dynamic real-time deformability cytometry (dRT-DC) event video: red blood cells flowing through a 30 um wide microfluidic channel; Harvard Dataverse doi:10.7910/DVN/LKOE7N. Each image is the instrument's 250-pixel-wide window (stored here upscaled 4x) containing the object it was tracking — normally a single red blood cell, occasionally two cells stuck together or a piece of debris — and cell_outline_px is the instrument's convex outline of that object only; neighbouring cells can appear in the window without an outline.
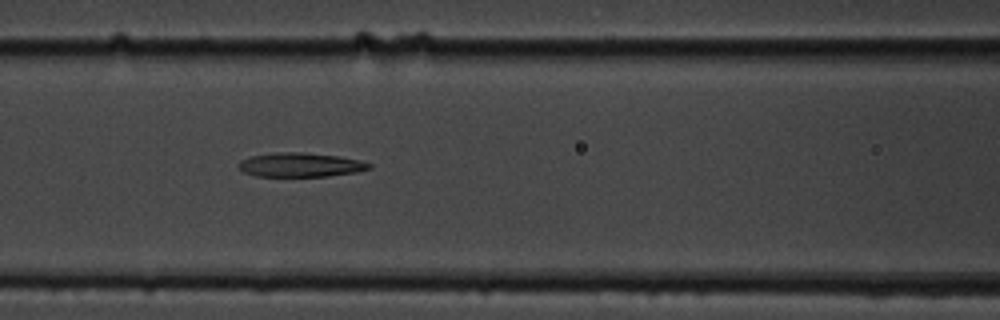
{"species": "common noctule bat (a hibernating species)", "species_latin": "Nyctalus noctula", "temperature_condition": "cold", "stored_images_in_passage": 8, "camera_frame_rate_fps": 3000, "um_per_image_px": 0.085, "animal": {"sex": "male", "body_mass_g": 19.5, "forearm_length_mm": 54.6}, "frame": {"image": 1, "passage_image": 8, "time_ms": 7.667, "image_size_px": [1000, 320], "cell_outline_px": [[372, 168], [356, 172], [328, 176], [256, 176], [244, 172], [236, 164], [240, 160], [252, 156], [276, 152], [304, 152], [340, 156], [360, 160], [372, 164]], "centroid_in_image_um": [25.55, 14.0], "position_along_channel_um": 141.0, "area_um2": 18.44}}